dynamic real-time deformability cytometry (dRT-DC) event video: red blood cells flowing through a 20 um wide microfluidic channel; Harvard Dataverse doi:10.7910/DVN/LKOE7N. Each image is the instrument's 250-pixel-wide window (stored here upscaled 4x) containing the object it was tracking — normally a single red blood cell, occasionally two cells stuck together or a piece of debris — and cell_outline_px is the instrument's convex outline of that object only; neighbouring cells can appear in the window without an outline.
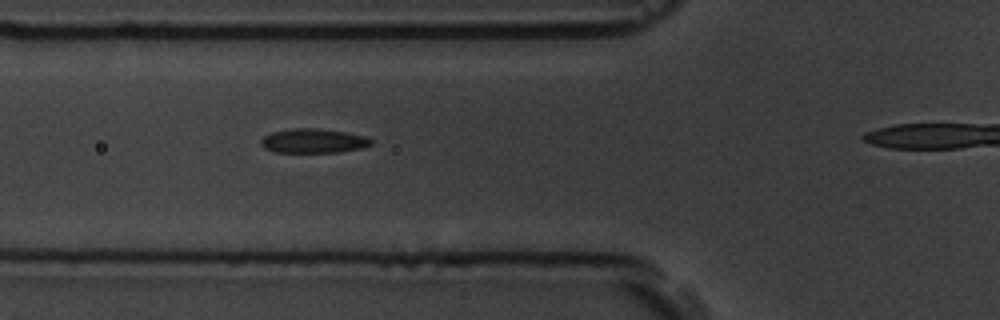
{"species": "common noctule bat (a hibernating species)", "species_latin": "Nyctalus noctula", "temperature_condition": "room temperature", "stored_images_in_passage": 6, "segment_of_instrument_passage": [1, 2], "camera_frame_rate_fps": 3000, "um_per_image_px": 0.085, "animal": {"sex": "male", "body_mass_g": 19.5, "forearm_length_mm": 54.6}, "frame": {"image": 1, "passage_image": 5, "time_ms": 1.333, "image_size_px": [1000, 320], "cell_outline_px": [[372, 144], [364, 148], [340, 152], [272, 152], [264, 148], [260, 144], [260, 140], [264, 136], [272, 132], [292, 128], [320, 128], [344, 132], [364, 136], [372, 140]], "centroid_in_image_um": [26.62, 11.98], "position_along_channel_um": 99.2, "area_um2": 15.72}}